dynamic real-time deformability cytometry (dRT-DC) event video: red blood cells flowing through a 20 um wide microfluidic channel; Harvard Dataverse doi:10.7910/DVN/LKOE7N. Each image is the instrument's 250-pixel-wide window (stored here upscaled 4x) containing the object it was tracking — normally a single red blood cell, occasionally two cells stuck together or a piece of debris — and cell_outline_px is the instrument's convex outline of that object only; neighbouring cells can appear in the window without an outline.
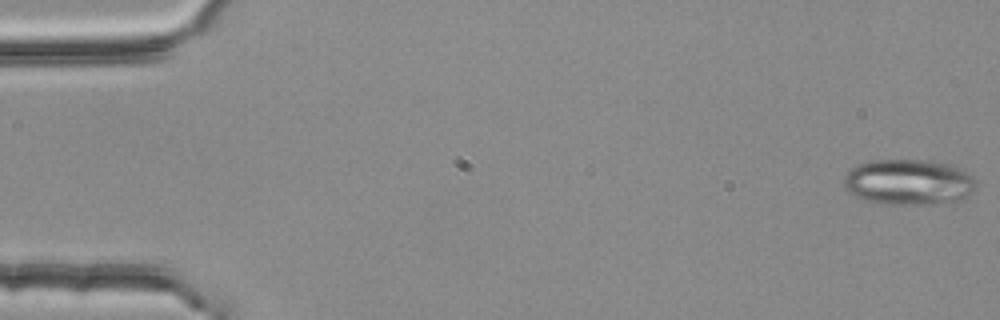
{"species": "common noctule bat (a hibernating species)", "species_latin": "Nyctalus noctula", "temperature_condition": "room temperature", "stored_images_in_passage": 4, "camera_frame_rate_fps": 3000, "um_per_image_px": 0.085, "animal": {"sex": "female", "body_mass_g": 25.1}, "frame": {"image": 1, "passage_image": 1, "time_ms": 0.0, "image_size_px": [1000, 320], "cell_outline_px": [[976, 188], [968, 196], [960, 200], [936, 204], [880, 204], [856, 196], [848, 192], [844, 188], [844, 176], [852, 168], [860, 164], [872, 160], [932, 160], [964, 168], [976, 180]], "centroid_in_image_um": [77.28, 15.48], "position_along_channel_um": 7.7, "area_um2": 35.55}}